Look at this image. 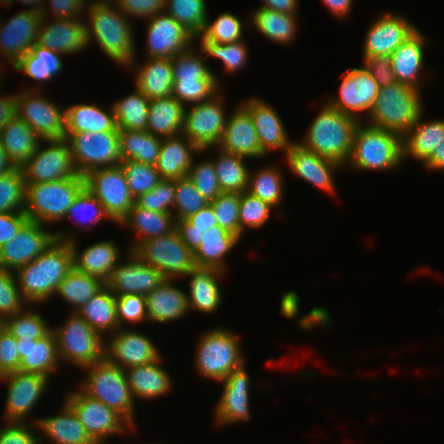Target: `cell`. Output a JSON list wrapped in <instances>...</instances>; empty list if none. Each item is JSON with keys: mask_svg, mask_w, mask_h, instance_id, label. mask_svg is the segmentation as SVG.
<instances>
[{"mask_svg": "<svg viewBox=\"0 0 444 444\" xmlns=\"http://www.w3.org/2000/svg\"><path fill=\"white\" fill-rule=\"evenodd\" d=\"M87 7L88 20H84L87 46L93 39L112 61L133 68L136 46L129 17L113 4H87Z\"/></svg>", "mask_w": 444, "mask_h": 444, "instance_id": "6da1fadb", "label": "cell"}, {"mask_svg": "<svg viewBox=\"0 0 444 444\" xmlns=\"http://www.w3.org/2000/svg\"><path fill=\"white\" fill-rule=\"evenodd\" d=\"M72 268L73 253L69 242L56 239L42 254L15 271L18 288L28 304L44 303L55 296L59 284Z\"/></svg>", "mask_w": 444, "mask_h": 444, "instance_id": "7a4b0ae2", "label": "cell"}, {"mask_svg": "<svg viewBox=\"0 0 444 444\" xmlns=\"http://www.w3.org/2000/svg\"><path fill=\"white\" fill-rule=\"evenodd\" d=\"M304 137L298 142L317 155L335 160L346 166L353 149V137L360 122L344 114L327 102L321 107Z\"/></svg>", "mask_w": 444, "mask_h": 444, "instance_id": "3957f363", "label": "cell"}, {"mask_svg": "<svg viewBox=\"0 0 444 444\" xmlns=\"http://www.w3.org/2000/svg\"><path fill=\"white\" fill-rule=\"evenodd\" d=\"M421 91L396 82L379 88L374 105L368 114L367 125L400 134L411 129L423 112Z\"/></svg>", "mask_w": 444, "mask_h": 444, "instance_id": "277c9868", "label": "cell"}, {"mask_svg": "<svg viewBox=\"0 0 444 444\" xmlns=\"http://www.w3.org/2000/svg\"><path fill=\"white\" fill-rule=\"evenodd\" d=\"M403 137L395 132L365 125L356 126L351 157L346 165L359 170H390L403 163Z\"/></svg>", "mask_w": 444, "mask_h": 444, "instance_id": "5b68a950", "label": "cell"}, {"mask_svg": "<svg viewBox=\"0 0 444 444\" xmlns=\"http://www.w3.org/2000/svg\"><path fill=\"white\" fill-rule=\"evenodd\" d=\"M85 188L82 175L53 182L26 184L25 215L28 220L48 225L65 219L68 208Z\"/></svg>", "mask_w": 444, "mask_h": 444, "instance_id": "8992f818", "label": "cell"}, {"mask_svg": "<svg viewBox=\"0 0 444 444\" xmlns=\"http://www.w3.org/2000/svg\"><path fill=\"white\" fill-rule=\"evenodd\" d=\"M88 375L80 389L89 397L99 400L119 413L134 427V399L124 369L105 359L83 368Z\"/></svg>", "mask_w": 444, "mask_h": 444, "instance_id": "52a82bcc", "label": "cell"}, {"mask_svg": "<svg viewBox=\"0 0 444 444\" xmlns=\"http://www.w3.org/2000/svg\"><path fill=\"white\" fill-rule=\"evenodd\" d=\"M197 343L195 367L203 377L222 381L244 364L239 337L226 328L204 332Z\"/></svg>", "mask_w": 444, "mask_h": 444, "instance_id": "ba28073f", "label": "cell"}, {"mask_svg": "<svg viewBox=\"0 0 444 444\" xmlns=\"http://www.w3.org/2000/svg\"><path fill=\"white\" fill-rule=\"evenodd\" d=\"M64 325L53 328L60 361L74 364L80 369L104 360L103 336L93 330L77 313L72 312Z\"/></svg>", "mask_w": 444, "mask_h": 444, "instance_id": "9c48e42d", "label": "cell"}, {"mask_svg": "<svg viewBox=\"0 0 444 444\" xmlns=\"http://www.w3.org/2000/svg\"><path fill=\"white\" fill-rule=\"evenodd\" d=\"M73 164L79 175L92 170L119 165V132L65 133Z\"/></svg>", "mask_w": 444, "mask_h": 444, "instance_id": "30bf717a", "label": "cell"}, {"mask_svg": "<svg viewBox=\"0 0 444 444\" xmlns=\"http://www.w3.org/2000/svg\"><path fill=\"white\" fill-rule=\"evenodd\" d=\"M146 264L158 269L166 279L185 277L194 268V254L175 229L168 235L142 241L133 251Z\"/></svg>", "mask_w": 444, "mask_h": 444, "instance_id": "8fae6325", "label": "cell"}, {"mask_svg": "<svg viewBox=\"0 0 444 444\" xmlns=\"http://www.w3.org/2000/svg\"><path fill=\"white\" fill-rule=\"evenodd\" d=\"M219 93L207 101L190 104L189 109L185 106L181 134L203 152L217 148L227 123L223 97Z\"/></svg>", "mask_w": 444, "mask_h": 444, "instance_id": "7c38bea8", "label": "cell"}, {"mask_svg": "<svg viewBox=\"0 0 444 444\" xmlns=\"http://www.w3.org/2000/svg\"><path fill=\"white\" fill-rule=\"evenodd\" d=\"M84 178L85 188L98 199L110 219L120 224L135 203L122 166L95 169Z\"/></svg>", "mask_w": 444, "mask_h": 444, "instance_id": "4fadbf2b", "label": "cell"}, {"mask_svg": "<svg viewBox=\"0 0 444 444\" xmlns=\"http://www.w3.org/2000/svg\"><path fill=\"white\" fill-rule=\"evenodd\" d=\"M28 90L16 93L17 116L43 140L65 139V109L41 92L36 93V88Z\"/></svg>", "mask_w": 444, "mask_h": 444, "instance_id": "5bb4252c", "label": "cell"}, {"mask_svg": "<svg viewBox=\"0 0 444 444\" xmlns=\"http://www.w3.org/2000/svg\"><path fill=\"white\" fill-rule=\"evenodd\" d=\"M65 400L96 444H105L108 436H114L115 433H126V428L130 426L119 413L89 397L81 389L67 393Z\"/></svg>", "mask_w": 444, "mask_h": 444, "instance_id": "9a60e30c", "label": "cell"}, {"mask_svg": "<svg viewBox=\"0 0 444 444\" xmlns=\"http://www.w3.org/2000/svg\"><path fill=\"white\" fill-rule=\"evenodd\" d=\"M46 143V148L42 143ZM26 184L53 182L79 176L72 160L70 147L65 139L43 140L34 155L22 166Z\"/></svg>", "mask_w": 444, "mask_h": 444, "instance_id": "2e32d148", "label": "cell"}, {"mask_svg": "<svg viewBox=\"0 0 444 444\" xmlns=\"http://www.w3.org/2000/svg\"><path fill=\"white\" fill-rule=\"evenodd\" d=\"M50 379L41 374L18 371L1 375L0 381L7 383L6 422H27L25 418L43 397Z\"/></svg>", "mask_w": 444, "mask_h": 444, "instance_id": "e0dca14e", "label": "cell"}, {"mask_svg": "<svg viewBox=\"0 0 444 444\" xmlns=\"http://www.w3.org/2000/svg\"><path fill=\"white\" fill-rule=\"evenodd\" d=\"M45 228L28 220L13 240L0 247V267L15 272L42 254L56 240L55 233Z\"/></svg>", "mask_w": 444, "mask_h": 444, "instance_id": "ac0fdd59", "label": "cell"}, {"mask_svg": "<svg viewBox=\"0 0 444 444\" xmlns=\"http://www.w3.org/2000/svg\"><path fill=\"white\" fill-rule=\"evenodd\" d=\"M343 75L339 96L330 98L327 103L338 111L361 120L358 113L363 112L368 116L378 95L379 85L364 67L353 68Z\"/></svg>", "mask_w": 444, "mask_h": 444, "instance_id": "d6986e66", "label": "cell"}, {"mask_svg": "<svg viewBox=\"0 0 444 444\" xmlns=\"http://www.w3.org/2000/svg\"><path fill=\"white\" fill-rule=\"evenodd\" d=\"M105 343L104 359L122 369L153 363L161 357L151 338L135 330L118 329Z\"/></svg>", "mask_w": 444, "mask_h": 444, "instance_id": "ffe728a7", "label": "cell"}, {"mask_svg": "<svg viewBox=\"0 0 444 444\" xmlns=\"http://www.w3.org/2000/svg\"><path fill=\"white\" fill-rule=\"evenodd\" d=\"M146 58H173L192 47L196 37L166 12L147 19Z\"/></svg>", "mask_w": 444, "mask_h": 444, "instance_id": "44dd1931", "label": "cell"}, {"mask_svg": "<svg viewBox=\"0 0 444 444\" xmlns=\"http://www.w3.org/2000/svg\"><path fill=\"white\" fill-rule=\"evenodd\" d=\"M417 30V26L405 16L383 12L366 32L362 57L390 56Z\"/></svg>", "mask_w": 444, "mask_h": 444, "instance_id": "7402d4cb", "label": "cell"}, {"mask_svg": "<svg viewBox=\"0 0 444 444\" xmlns=\"http://www.w3.org/2000/svg\"><path fill=\"white\" fill-rule=\"evenodd\" d=\"M126 256L128 261L118 263L105 282L115 296H146L166 279L158 269L143 263L132 251L128 250Z\"/></svg>", "mask_w": 444, "mask_h": 444, "instance_id": "603a6c76", "label": "cell"}, {"mask_svg": "<svg viewBox=\"0 0 444 444\" xmlns=\"http://www.w3.org/2000/svg\"><path fill=\"white\" fill-rule=\"evenodd\" d=\"M42 18L41 13L27 9L0 26V54L12 67L37 43Z\"/></svg>", "mask_w": 444, "mask_h": 444, "instance_id": "cb8c5ba5", "label": "cell"}, {"mask_svg": "<svg viewBox=\"0 0 444 444\" xmlns=\"http://www.w3.org/2000/svg\"><path fill=\"white\" fill-rule=\"evenodd\" d=\"M68 232L58 231L55 232V236L57 240L69 242L73 253V267L80 272L98 277L106 282L112 270L119 263L120 248L115 242L104 240L92 243L82 252H79L76 240H74L75 237L70 233L68 234Z\"/></svg>", "mask_w": 444, "mask_h": 444, "instance_id": "d4e9b609", "label": "cell"}, {"mask_svg": "<svg viewBox=\"0 0 444 444\" xmlns=\"http://www.w3.org/2000/svg\"><path fill=\"white\" fill-rule=\"evenodd\" d=\"M250 382L245 363L221 381L223 391L214 411L218 426L250 420Z\"/></svg>", "mask_w": 444, "mask_h": 444, "instance_id": "484cf974", "label": "cell"}, {"mask_svg": "<svg viewBox=\"0 0 444 444\" xmlns=\"http://www.w3.org/2000/svg\"><path fill=\"white\" fill-rule=\"evenodd\" d=\"M287 165L294 174L313 186L334 193L333 173L343 167L335 160L324 158L294 142L285 155ZM335 170V171H334Z\"/></svg>", "mask_w": 444, "mask_h": 444, "instance_id": "4316f807", "label": "cell"}, {"mask_svg": "<svg viewBox=\"0 0 444 444\" xmlns=\"http://www.w3.org/2000/svg\"><path fill=\"white\" fill-rule=\"evenodd\" d=\"M244 101L241 105L253 120L262 152L267 155L269 151L282 150L286 155L294 142L289 141L285 126L276 110L258 97Z\"/></svg>", "mask_w": 444, "mask_h": 444, "instance_id": "83f0119b", "label": "cell"}, {"mask_svg": "<svg viewBox=\"0 0 444 444\" xmlns=\"http://www.w3.org/2000/svg\"><path fill=\"white\" fill-rule=\"evenodd\" d=\"M42 18L37 34V45L60 54H75L86 49V29L83 17L45 21Z\"/></svg>", "mask_w": 444, "mask_h": 444, "instance_id": "f1b7e54d", "label": "cell"}, {"mask_svg": "<svg viewBox=\"0 0 444 444\" xmlns=\"http://www.w3.org/2000/svg\"><path fill=\"white\" fill-rule=\"evenodd\" d=\"M228 118L217 147L248 159L265 157L249 112L240 104Z\"/></svg>", "mask_w": 444, "mask_h": 444, "instance_id": "f546056e", "label": "cell"}, {"mask_svg": "<svg viewBox=\"0 0 444 444\" xmlns=\"http://www.w3.org/2000/svg\"><path fill=\"white\" fill-rule=\"evenodd\" d=\"M59 411V414L55 416H47L34 421L39 432L43 433V435L40 434V444H45V437L46 442L49 441L52 444H96L66 402Z\"/></svg>", "mask_w": 444, "mask_h": 444, "instance_id": "4dcf8cb0", "label": "cell"}, {"mask_svg": "<svg viewBox=\"0 0 444 444\" xmlns=\"http://www.w3.org/2000/svg\"><path fill=\"white\" fill-rule=\"evenodd\" d=\"M17 347L21 359L18 372L41 374L50 378L58 370L61 361L52 330L38 340L17 338Z\"/></svg>", "mask_w": 444, "mask_h": 444, "instance_id": "1f68e13d", "label": "cell"}, {"mask_svg": "<svg viewBox=\"0 0 444 444\" xmlns=\"http://www.w3.org/2000/svg\"><path fill=\"white\" fill-rule=\"evenodd\" d=\"M227 272L206 267L192 268L185 278H189V294H187L189 309L202 313L216 312L222 301L219 280ZM223 275V276H222Z\"/></svg>", "mask_w": 444, "mask_h": 444, "instance_id": "d6a6232c", "label": "cell"}, {"mask_svg": "<svg viewBox=\"0 0 444 444\" xmlns=\"http://www.w3.org/2000/svg\"><path fill=\"white\" fill-rule=\"evenodd\" d=\"M197 153L204 152L182 134L162 138L155 167L162 179L186 177Z\"/></svg>", "mask_w": 444, "mask_h": 444, "instance_id": "836d02e7", "label": "cell"}, {"mask_svg": "<svg viewBox=\"0 0 444 444\" xmlns=\"http://www.w3.org/2000/svg\"><path fill=\"white\" fill-rule=\"evenodd\" d=\"M174 279H165L146 295L148 321L164 324L176 321L188 313L187 292L176 287Z\"/></svg>", "mask_w": 444, "mask_h": 444, "instance_id": "e575fe53", "label": "cell"}, {"mask_svg": "<svg viewBox=\"0 0 444 444\" xmlns=\"http://www.w3.org/2000/svg\"><path fill=\"white\" fill-rule=\"evenodd\" d=\"M425 37L420 30L404 41L391 55L392 70L397 82L420 90L424 62Z\"/></svg>", "mask_w": 444, "mask_h": 444, "instance_id": "d590c367", "label": "cell"}, {"mask_svg": "<svg viewBox=\"0 0 444 444\" xmlns=\"http://www.w3.org/2000/svg\"><path fill=\"white\" fill-rule=\"evenodd\" d=\"M163 360L161 356L153 363L124 370L133 399H156L170 391L172 379L161 366Z\"/></svg>", "mask_w": 444, "mask_h": 444, "instance_id": "8d00e7d4", "label": "cell"}, {"mask_svg": "<svg viewBox=\"0 0 444 444\" xmlns=\"http://www.w3.org/2000/svg\"><path fill=\"white\" fill-rule=\"evenodd\" d=\"M65 132H119L112 105L109 110L91 103L65 107Z\"/></svg>", "mask_w": 444, "mask_h": 444, "instance_id": "74e56055", "label": "cell"}, {"mask_svg": "<svg viewBox=\"0 0 444 444\" xmlns=\"http://www.w3.org/2000/svg\"><path fill=\"white\" fill-rule=\"evenodd\" d=\"M120 224L129 225L136 233L137 240L129 247V251H133L144 240L168 235L176 229L173 213L143 209L135 203Z\"/></svg>", "mask_w": 444, "mask_h": 444, "instance_id": "f35d334b", "label": "cell"}, {"mask_svg": "<svg viewBox=\"0 0 444 444\" xmlns=\"http://www.w3.org/2000/svg\"><path fill=\"white\" fill-rule=\"evenodd\" d=\"M43 139L17 115L0 132V143L10 159L21 167L31 158Z\"/></svg>", "mask_w": 444, "mask_h": 444, "instance_id": "ab89813d", "label": "cell"}, {"mask_svg": "<svg viewBox=\"0 0 444 444\" xmlns=\"http://www.w3.org/2000/svg\"><path fill=\"white\" fill-rule=\"evenodd\" d=\"M241 239L215 225L203 232L200 246L195 250L194 262L197 267L214 268L226 271L225 258Z\"/></svg>", "mask_w": 444, "mask_h": 444, "instance_id": "60d3db41", "label": "cell"}, {"mask_svg": "<svg viewBox=\"0 0 444 444\" xmlns=\"http://www.w3.org/2000/svg\"><path fill=\"white\" fill-rule=\"evenodd\" d=\"M135 73V87L149 100L172 96L173 66L171 58H148Z\"/></svg>", "mask_w": 444, "mask_h": 444, "instance_id": "b9f144b4", "label": "cell"}, {"mask_svg": "<svg viewBox=\"0 0 444 444\" xmlns=\"http://www.w3.org/2000/svg\"><path fill=\"white\" fill-rule=\"evenodd\" d=\"M185 106L175 97L150 99L147 132L160 138L182 133Z\"/></svg>", "mask_w": 444, "mask_h": 444, "instance_id": "7bdbcfd3", "label": "cell"}, {"mask_svg": "<svg viewBox=\"0 0 444 444\" xmlns=\"http://www.w3.org/2000/svg\"><path fill=\"white\" fill-rule=\"evenodd\" d=\"M76 312L101 335L107 332L114 334L120 329L116 312V296L106 285Z\"/></svg>", "mask_w": 444, "mask_h": 444, "instance_id": "ee69618b", "label": "cell"}, {"mask_svg": "<svg viewBox=\"0 0 444 444\" xmlns=\"http://www.w3.org/2000/svg\"><path fill=\"white\" fill-rule=\"evenodd\" d=\"M403 136V158L414 157L423 163L444 138V120L423 122L422 116Z\"/></svg>", "mask_w": 444, "mask_h": 444, "instance_id": "f6af8a7d", "label": "cell"}, {"mask_svg": "<svg viewBox=\"0 0 444 444\" xmlns=\"http://www.w3.org/2000/svg\"><path fill=\"white\" fill-rule=\"evenodd\" d=\"M298 14H285L259 7L252 12L253 27L275 43L290 44L298 29Z\"/></svg>", "mask_w": 444, "mask_h": 444, "instance_id": "bcb514c9", "label": "cell"}, {"mask_svg": "<svg viewBox=\"0 0 444 444\" xmlns=\"http://www.w3.org/2000/svg\"><path fill=\"white\" fill-rule=\"evenodd\" d=\"M61 58L60 53L35 44L12 68L33 80L46 83L62 72Z\"/></svg>", "mask_w": 444, "mask_h": 444, "instance_id": "7dc6e473", "label": "cell"}, {"mask_svg": "<svg viewBox=\"0 0 444 444\" xmlns=\"http://www.w3.org/2000/svg\"><path fill=\"white\" fill-rule=\"evenodd\" d=\"M218 157L213 158L219 186L222 192L242 193L247 191L249 184V167L244 156L228 153L217 148Z\"/></svg>", "mask_w": 444, "mask_h": 444, "instance_id": "c3c4849f", "label": "cell"}, {"mask_svg": "<svg viewBox=\"0 0 444 444\" xmlns=\"http://www.w3.org/2000/svg\"><path fill=\"white\" fill-rule=\"evenodd\" d=\"M162 138L147 131L119 130L122 161L133 160L155 165L159 156Z\"/></svg>", "mask_w": 444, "mask_h": 444, "instance_id": "681fc988", "label": "cell"}, {"mask_svg": "<svg viewBox=\"0 0 444 444\" xmlns=\"http://www.w3.org/2000/svg\"><path fill=\"white\" fill-rule=\"evenodd\" d=\"M104 286L105 282L100 278L87 275L73 267L59 284L55 296H60L72 305L76 312Z\"/></svg>", "mask_w": 444, "mask_h": 444, "instance_id": "f907efd6", "label": "cell"}, {"mask_svg": "<svg viewBox=\"0 0 444 444\" xmlns=\"http://www.w3.org/2000/svg\"><path fill=\"white\" fill-rule=\"evenodd\" d=\"M149 99L135 87V91L112 105L119 130L147 131Z\"/></svg>", "mask_w": 444, "mask_h": 444, "instance_id": "816d5d0a", "label": "cell"}, {"mask_svg": "<svg viewBox=\"0 0 444 444\" xmlns=\"http://www.w3.org/2000/svg\"><path fill=\"white\" fill-rule=\"evenodd\" d=\"M284 182L277 166H264L256 172L250 170L247 192L275 207L283 200Z\"/></svg>", "mask_w": 444, "mask_h": 444, "instance_id": "f5cc1de1", "label": "cell"}, {"mask_svg": "<svg viewBox=\"0 0 444 444\" xmlns=\"http://www.w3.org/2000/svg\"><path fill=\"white\" fill-rule=\"evenodd\" d=\"M165 12L195 37L203 32L208 17L205 0H166Z\"/></svg>", "mask_w": 444, "mask_h": 444, "instance_id": "db71d44e", "label": "cell"}, {"mask_svg": "<svg viewBox=\"0 0 444 444\" xmlns=\"http://www.w3.org/2000/svg\"><path fill=\"white\" fill-rule=\"evenodd\" d=\"M0 324L15 338L38 340L47 335L52 327L39 312L29 307L21 312L4 318Z\"/></svg>", "mask_w": 444, "mask_h": 444, "instance_id": "11a10c76", "label": "cell"}, {"mask_svg": "<svg viewBox=\"0 0 444 444\" xmlns=\"http://www.w3.org/2000/svg\"><path fill=\"white\" fill-rule=\"evenodd\" d=\"M192 46L184 52L174 56L172 60L174 80H217L219 78L205 63L203 52L198 53ZM196 50V51H195Z\"/></svg>", "mask_w": 444, "mask_h": 444, "instance_id": "9f6ffc18", "label": "cell"}, {"mask_svg": "<svg viewBox=\"0 0 444 444\" xmlns=\"http://www.w3.org/2000/svg\"><path fill=\"white\" fill-rule=\"evenodd\" d=\"M26 181L21 167L0 176V213L25 212Z\"/></svg>", "mask_w": 444, "mask_h": 444, "instance_id": "6f0895ef", "label": "cell"}, {"mask_svg": "<svg viewBox=\"0 0 444 444\" xmlns=\"http://www.w3.org/2000/svg\"><path fill=\"white\" fill-rule=\"evenodd\" d=\"M200 41H212L219 44L233 43L243 40V24L230 12H223L211 22L209 16L203 32L196 37Z\"/></svg>", "mask_w": 444, "mask_h": 444, "instance_id": "680465c9", "label": "cell"}, {"mask_svg": "<svg viewBox=\"0 0 444 444\" xmlns=\"http://www.w3.org/2000/svg\"><path fill=\"white\" fill-rule=\"evenodd\" d=\"M200 49L205 57H214L221 60L226 71L238 72L243 69L248 59V49L245 41L219 44L212 41H200Z\"/></svg>", "mask_w": 444, "mask_h": 444, "instance_id": "91938a15", "label": "cell"}, {"mask_svg": "<svg viewBox=\"0 0 444 444\" xmlns=\"http://www.w3.org/2000/svg\"><path fill=\"white\" fill-rule=\"evenodd\" d=\"M120 165L126 174L128 187L134 199L151 191L162 180L155 165L133 160L121 161Z\"/></svg>", "mask_w": 444, "mask_h": 444, "instance_id": "94428289", "label": "cell"}, {"mask_svg": "<svg viewBox=\"0 0 444 444\" xmlns=\"http://www.w3.org/2000/svg\"><path fill=\"white\" fill-rule=\"evenodd\" d=\"M175 189L173 205V212L176 210L173 213L175 221L187 219L209 204L187 176L175 179Z\"/></svg>", "mask_w": 444, "mask_h": 444, "instance_id": "6125c7cd", "label": "cell"}, {"mask_svg": "<svg viewBox=\"0 0 444 444\" xmlns=\"http://www.w3.org/2000/svg\"><path fill=\"white\" fill-rule=\"evenodd\" d=\"M217 80H174L172 96L184 106L211 99L221 87Z\"/></svg>", "mask_w": 444, "mask_h": 444, "instance_id": "be15d7a7", "label": "cell"}, {"mask_svg": "<svg viewBox=\"0 0 444 444\" xmlns=\"http://www.w3.org/2000/svg\"><path fill=\"white\" fill-rule=\"evenodd\" d=\"M217 224L240 238V193L221 192L209 202Z\"/></svg>", "mask_w": 444, "mask_h": 444, "instance_id": "e7e4bbea", "label": "cell"}, {"mask_svg": "<svg viewBox=\"0 0 444 444\" xmlns=\"http://www.w3.org/2000/svg\"><path fill=\"white\" fill-rule=\"evenodd\" d=\"M272 209L274 207L269 203L251 195L249 192L240 193V239L246 227L261 228L268 221Z\"/></svg>", "mask_w": 444, "mask_h": 444, "instance_id": "03108f58", "label": "cell"}, {"mask_svg": "<svg viewBox=\"0 0 444 444\" xmlns=\"http://www.w3.org/2000/svg\"><path fill=\"white\" fill-rule=\"evenodd\" d=\"M27 303L18 288L15 272L0 267V322L23 311Z\"/></svg>", "mask_w": 444, "mask_h": 444, "instance_id": "003e7915", "label": "cell"}, {"mask_svg": "<svg viewBox=\"0 0 444 444\" xmlns=\"http://www.w3.org/2000/svg\"><path fill=\"white\" fill-rule=\"evenodd\" d=\"M211 158L197 163L193 160L187 177L198 192L208 201H212L222 192L219 186L216 169ZM195 162V163H194Z\"/></svg>", "mask_w": 444, "mask_h": 444, "instance_id": "a7ac6f4b", "label": "cell"}, {"mask_svg": "<svg viewBox=\"0 0 444 444\" xmlns=\"http://www.w3.org/2000/svg\"><path fill=\"white\" fill-rule=\"evenodd\" d=\"M175 179H162L151 191L135 198V204L143 209L173 213Z\"/></svg>", "mask_w": 444, "mask_h": 444, "instance_id": "89a4df30", "label": "cell"}, {"mask_svg": "<svg viewBox=\"0 0 444 444\" xmlns=\"http://www.w3.org/2000/svg\"><path fill=\"white\" fill-rule=\"evenodd\" d=\"M91 210H93V212ZM73 216H78V218L81 219L83 228L86 227V224L89 222L96 224L102 221L103 218H108L111 221L102 204L86 188L75 198L73 204L68 208L65 218H74ZM77 220L78 219H76V222ZM76 222V225H78V223L80 224V220Z\"/></svg>", "mask_w": 444, "mask_h": 444, "instance_id": "2644e50d", "label": "cell"}, {"mask_svg": "<svg viewBox=\"0 0 444 444\" xmlns=\"http://www.w3.org/2000/svg\"><path fill=\"white\" fill-rule=\"evenodd\" d=\"M116 312L120 328L125 322L137 324L148 321L146 296L138 294L116 296Z\"/></svg>", "mask_w": 444, "mask_h": 444, "instance_id": "8c879c8a", "label": "cell"}, {"mask_svg": "<svg viewBox=\"0 0 444 444\" xmlns=\"http://www.w3.org/2000/svg\"><path fill=\"white\" fill-rule=\"evenodd\" d=\"M36 428V423L7 422L0 427V444H40V435H36Z\"/></svg>", "mask_w": 444, "mask_h": 444, "instance_id": "753ad0ef", "label": "cell"}, {"mask_svg": "<svg viewBox=\"0 0 444 444\" xmlns=\"http://www.w3.org/2000/svg\"><path fill=\"white\" fill-rule=\"evenodd\" d=\"M20 362L17 338L0 324V376L19 371Z\"/></svg>", "mask_w": 444, "mask_h": 444, "instance_id": "34e18365", "label": "cell"}, {"mask_svg": "<svg viewBox=\"0 0 444 444\" xmlns=\"http://www.w3.org/2000/svg\"><path fill=\"white\" fill-rule=\"evenodd\" d=\"M363 66L370 72L372 78L378 83L379 88L394 85L397 80L392 70V59L390 56L363 57Z\"/></svg>", "mask_w": 444, "mask_h": 444, "instance_id": "11e5206c", "label": "cell"}, {"mask_svg": "<svg viewBox=\"0 0 444 444\" xmlns=\"http://www.w3.org/2000/svg\"><path fill=\"white\" fill-rule=\"evenodd\" d=\"M166 0H119L116 4L123 14L133 18L149 19L165 12Z\"/></svg>", "mask_w": 444, "mask_h": 444, "instance_id": "2a66077c", "label": "cell"}, {"mask_svg": "<svg viewBox=\"0 0 444 444\" xmlns=\"http://www.w3.org/2000/svg\"><path fill=\"white\" fill-rule=\"evenodd\" d=\"M47 4L51 7L48 8L46 4L43 5L41 15L43 18H48V11H52L54 19L62 18H80L84 10L87 8L86 0H48ZM88 1V0H87ZM47 7V8H46ZM82 12V13H81ZM81 13V14H80Z\"/></svg>", "mask_w": 444, "mask_h": 444, "instance_id": "b9fcfbb0", "label": "cell"}, {"mask_svg": "<svg viewBox=\"0 0 444 444\" xmlns=\"http://www.w3.org/2000/svg\"><path fill=\"white\" fill-rule=\"evenodd\" d=\"M27 221L25 212L0 213V247L13 240Z\"/></svg>", "mask_w": 444, "mask_h": 444, "instance_id": "09005b40", "label": "cell"}, {"mask_svg": "<svg viewBox=\"0 0 444 444\" xmlns=\"http://www.w3.org/2000/svg\"><path fill=\"white\" fill-rule=\"evenodd\" d=\"M186 220L189 222V230L206 231L218 225L210 203Z\"/></svg>", "mask_w": 444, "mask_h": 444, "instance_id": "979ff035", "label": "cell"}, {"mask_svg": "<svg viewBox=\"0 0 444 444\" xmlns=\"http://www.w3.org/2000/svg\"><path fill=\"white\" fill-rule=\"evenodd\" d=\"M176 230L178 231L182 241L194 253L200 246L203 232L198 230H189V222L186 219L176 221Z\"/></svg>", "mask_w": 444, "mask_h": 444, "instance_id": "deb4b68c", "label": "cell"}, {"mask_svg": "<svg viewBox=\"0 0 444 444\" xmlns=\"http://www.w3.org/2000/svg\"><path fill=\"white\" fill-rule=\"evenodd\" d=\"M16 115V94L2 95L0 89V132L4 125Z\"/></svg>", "mask_w": 444, "mask_h": 444, "instance_id": "67dfc351", "label": "cell"}, {"mask_svg": "<svg viewBox=\"0 0 444 444\" xmlns=\"http://www.w3.org/2000/svg\"><path fill=\"white\" fill-rule=\"evenodd\" d=\"M298 0H263L262 8L285 14H297Z\"/></svg>", "mask_w": 444, "mask_h": 444, "instance_id": "b62a3aed", "label": "cell"}, {"mask_svg": "<svg viewBox=\"0 0 444 444\" xmlns=\"http://www.w3.org/2000/svg\"><path fill=\"white\" fill-rule=\"evenodd\" d=\"M427 170H444V138L434 148L433 153L422 163Z\"/></svg>", "mask_w": 444, "mask_h": 444, "instance_id": "603ad722", "label": "cell"}, {"mask_svg": "<svg viewBox=\"0 0 444 444\" xmlns=\"http://www.w3.org/2000/svg\"><path fill=\"white\" fill-rule=\"evenodd\" d=\"M333 15L339 18H344L347 16L351 9L353 0H321Z\"/></svg>", "mask_w": 444, "mask_h": 444, "instance_id": "5803f987", "label": "cell"}]
</instances>
